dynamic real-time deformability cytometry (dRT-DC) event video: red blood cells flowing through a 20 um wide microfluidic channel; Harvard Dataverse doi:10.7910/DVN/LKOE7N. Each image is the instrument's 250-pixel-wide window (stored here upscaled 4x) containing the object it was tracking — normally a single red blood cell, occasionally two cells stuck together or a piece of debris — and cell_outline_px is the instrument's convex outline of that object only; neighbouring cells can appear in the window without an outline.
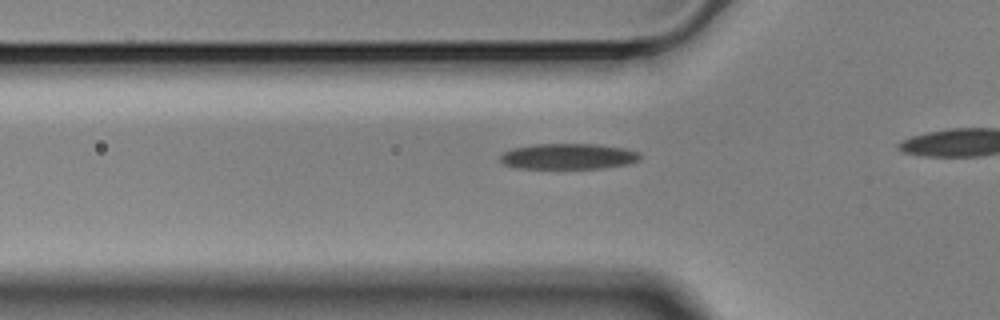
{"species": "Egyptian fruit bat (a non-hibernating species)", "species_latin": "Rousettus aegyptiacus", "temperature_condition": "cold", "stored_images_in_passage": 29, "camera_frame_rate_fps": 3000, "um_per_image_px": 0.085, "animal": {"sex": "male"}, "frame": {"image": 1, "passage_image": 2, "time_ms": 0.333, "image_size_px": [1000, 320], "cell_outline_px": [[640, 160], [628, 164], [600, 168], [516, 168], [504, 164], [500, 160], [500, 156], [504, 152], [512, 148], [532, 144], [596, 144], [624, 148], [640, 152]], "centroid_in_image_um": [48.3, 13.29], "position_along_channel_um": 77.5, "area_um2": 20.98}}
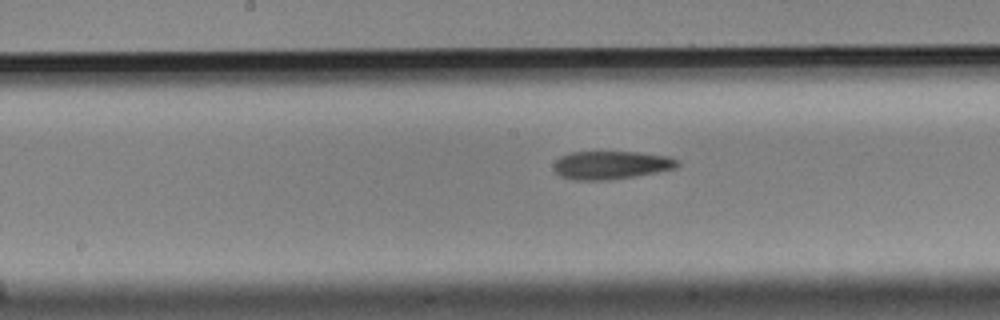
{"frame": {"image": 2, "passage_image": 12, "time_ms": 3.667, "image_size_px": [1000, 320], "cell_outline_px": [[680, 164], [676, 168], [632, 176], [608, 180], [572, 180], [560, 176], [552, 168], [552, 164], [560, 156], [572, 152], [640, 152], [668, 156], [680, 160]], "centroid_in_image_um": [51.91, 14.02], "position_along_channel_um": 196.3, "area_um2": 20.4}}
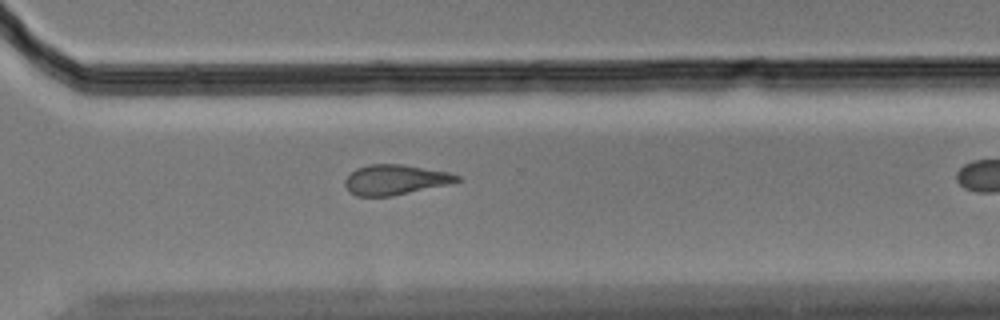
{"frame": {"image": 3, "passage_image": 24, "time_ms": 7.667, "image_size_px": [1000, 320], "cell_outline_px": [[460, 180], [448, 184], [392, 196], [356, 196], [348, 192], [344, 184], [344, 180], [356, 168], [368, 164], [400, 164], [448, 172], [460, 176]], "centroid_in_image_um": [33.54, 15.28], "position_along_channel_um": 337.1, "area_um2": 19.54}}